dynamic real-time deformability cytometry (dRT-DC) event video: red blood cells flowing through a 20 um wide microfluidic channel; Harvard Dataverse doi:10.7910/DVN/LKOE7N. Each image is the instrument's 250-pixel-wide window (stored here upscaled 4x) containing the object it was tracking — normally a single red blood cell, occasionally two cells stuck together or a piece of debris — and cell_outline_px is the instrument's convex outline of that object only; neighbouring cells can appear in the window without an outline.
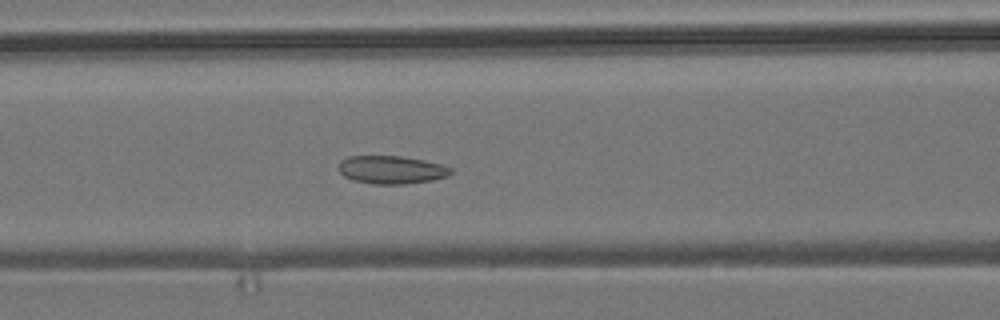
{"species": "common noctule bat (a hibernating species)", "species_latin": "Nyctalus noctula", "temperature_condition": "room temperature", "stored_images_in_passage": 55, "camera_frame_rate_fps": 3000, "um_per_image_px": 0.085, "animal": {"sex": "male", "body_mass_g": 19.2, "forearm_length_mm": 51.8}, "frame": {"image": 1, "passage_image": 23, "time_ms": 7.333, "image_size_px": [1000, 320], "cell_outline_px": [[452, 172], [448, 176], [432, 180], [404, 184], [372, 184], [352, 180], [344, 176], [340, 172], [340, 160], [348, 156], [400, 156], [424, 160], [440, 164], [452, 168]], "centroid_in_image_um": [33.27, 14.43], "position_along_channel_um": 133.3, "area_um2": 18.32}}
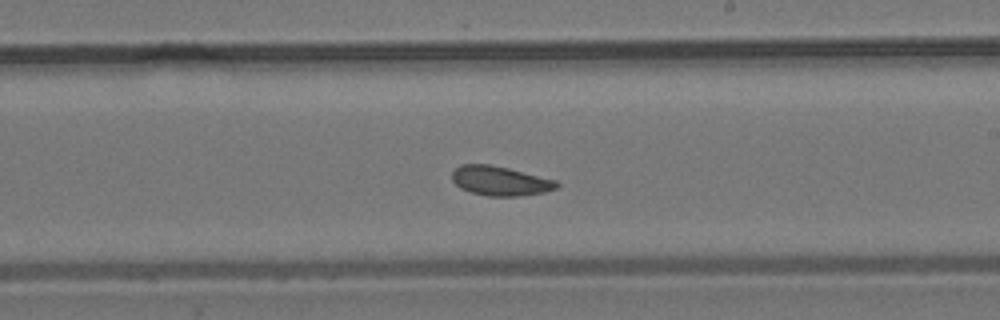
{"frame": {"image": 2, "passage_image": 32, "time_ms": 10.333, "image_size_px": [1000, 320], "cell_outline_px": [[560, 184], [556, 188], [544, 192], [520, 196], [488, 196], [472, 192], [460, 188], [452, 180], [452, 172], [460, 164], [488, 164], [508, 168], [556, 180]], "centroid_in_image_um": [42.5, 15.37], "position_along_channel_um": 246.5, "area_um2": 17.86}}
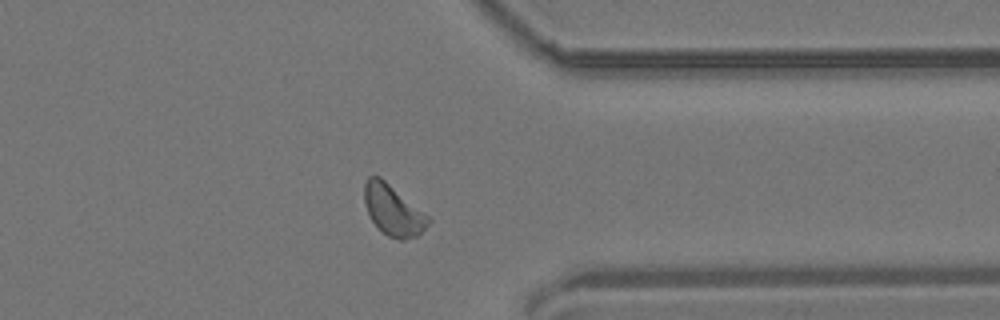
{"frame": {"image": 3, "passage_image": 43, "time_ms": 14.0, "image_size_px": [1000, 320], "cell_outline_px": [[432, 220], [416, 236], [404, 240], [400, 240], [388, 236], [380, 232], [372, 220], [364, 204], [364, 184], [368, 176], [380, 176], [428, 216]], "centroid_in_image_um": [33.38, 17.87], "position_along_channel_um": 378.0, "area_um2": 18.67}, "authors_computed_cell_mechanics": {"area_um2": 18.4382, "velocity_mm_per_s": 3.7832, "shape_relaxation_time_tau1_ms": 5.8349, "shape_relaxation_time_tau2_ms": 6.287, "deformation_change_tau1": 0.0739, "deformation_change_tau2": 0.09}}